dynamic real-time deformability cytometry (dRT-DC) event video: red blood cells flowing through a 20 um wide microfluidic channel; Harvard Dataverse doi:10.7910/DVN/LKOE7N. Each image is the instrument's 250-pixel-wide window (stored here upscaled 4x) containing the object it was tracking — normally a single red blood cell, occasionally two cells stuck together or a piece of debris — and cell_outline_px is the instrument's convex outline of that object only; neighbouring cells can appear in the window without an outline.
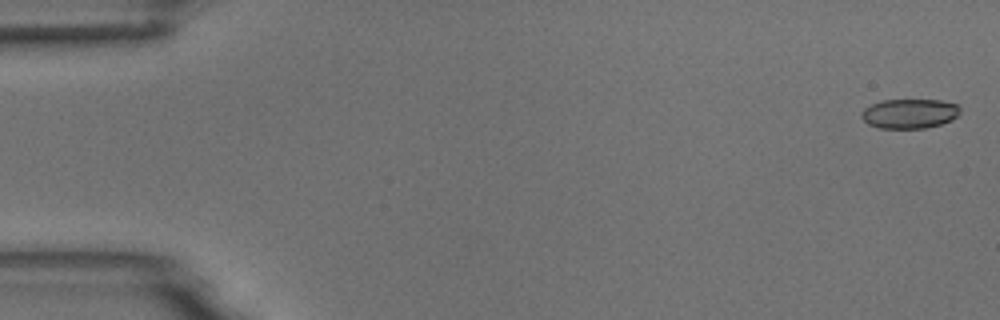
{"species": "common noctule bat (a hibernating species)", "species_latin": "Nyctalus noctula", "temperature_condition": "room temperature", "stored_images_in_passage": 9, "camera_frame_rate_fps": 3000, "um_per_image_px": 0.085, "animal": {"sex": "male", "body_mass_g": 18.8}, "frame": {"image": 1, "passage_image": 1, "time_ms": 0.0, "image_size_px": [1000, 320], "cell_outline_px": [[960, 112], [952, 120], [940, 124], [924, 128], [880, 128], [868, 124], [860, 116], [860, 112], [864, 108], [872, 104], [884, 100], [940, 100], [956, 104], [960, 108]], "centroid_in_image_um": [77.29, 9.65], "position_along_channel_um": 7.7, "area_um2": 16.94}}
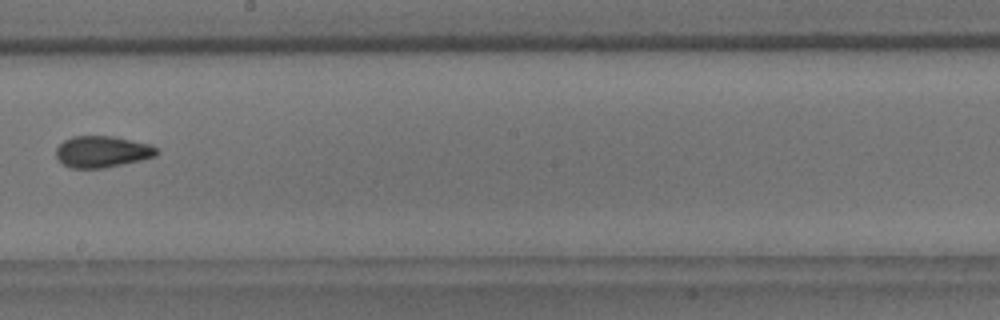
{"frame": {"image": 2, "passage_image": 9, "time_ms": 10.0, "image_size_px": [1000, 320], "cell_outline_px": [[160, 152], [156, 156], [140, 160], [104, 168], [72, 168], [64, 164], [56, 156], [56, 148], [64, 140], [72, 136], [112, 136], [148, 144], [156, 148]], "centroid_in_image_um": [8.68, 12.89], "position_along_channel_um": 239.5, "area_um2": 18.26}}